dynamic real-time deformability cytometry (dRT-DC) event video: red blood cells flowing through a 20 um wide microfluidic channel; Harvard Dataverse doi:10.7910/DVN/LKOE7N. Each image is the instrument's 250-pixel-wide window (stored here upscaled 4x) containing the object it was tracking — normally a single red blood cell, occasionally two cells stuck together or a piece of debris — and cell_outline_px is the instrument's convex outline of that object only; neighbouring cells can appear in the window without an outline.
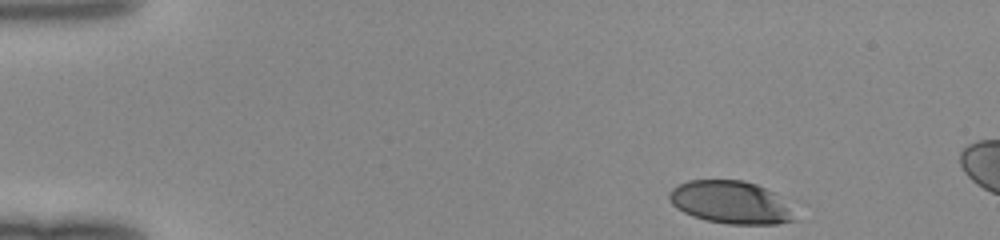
{"species": "human", "species_latin": "Homo sapiens", "temperature_condition": "room temperature", "stored_images_in_passage": 10, "camera_frame_rate_fps": 3000, "um_per_image_px": 0.085, "donor": {"sex": "female"}, "frame": {"image": 1, "passage_image": 1, "time_ms": 0.0, "image_size_px": [1000, 240], "cell_outline_px": [[796, 220], [776, 224], [728, 224], [704, 220], [692, 216], [676, 208], [672, 204], [668, 196], [668, 192], [672, 188], [688, 180], [744, 180], [756, 184], [772, 192]], "centroid_in_image_um": [61.98, 17.2], "position_along_channel_um": 23.0, "area_um2": 30.58}}